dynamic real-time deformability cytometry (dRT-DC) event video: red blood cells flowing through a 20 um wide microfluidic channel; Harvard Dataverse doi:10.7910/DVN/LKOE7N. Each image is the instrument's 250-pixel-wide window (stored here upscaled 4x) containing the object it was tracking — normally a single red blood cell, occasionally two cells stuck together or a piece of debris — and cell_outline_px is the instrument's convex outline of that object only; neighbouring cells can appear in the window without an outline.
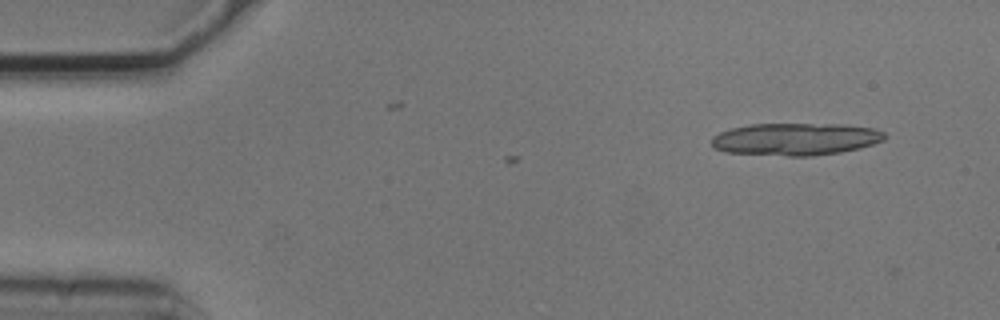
{"species": "common noctule bat (a hibernating species)", "species_latin": "Nyctalus noctula", "temperature_condition": "cold", "stored_images_in_passage": 3, "segment_of_instrument_passage": [2, 2], "camera_frame_rate_fps": 3000, "um_per_image_px": 0.085, "animal": {"sex": "male", "body_mass_g": 20.5, "forearm_length_mm": 52.5}, "frame": {"image": 1, "passage_image": 3, "time_ms": 0.667, "image_size_px": [1000, 320], "cell_outline_px": [[884, 140], [860, 148], [840, 152], [812, 156], [788, 156], [724, 152], [712, 148], [712, 136], [720, 132], [732, 128], [748, 124], [844, 124], [876, 128], [884, 132]], "centroid_in_image_um": [67.61, 11.82], "position_along_channel_um": 17.4, "area_um2": 32.83}}